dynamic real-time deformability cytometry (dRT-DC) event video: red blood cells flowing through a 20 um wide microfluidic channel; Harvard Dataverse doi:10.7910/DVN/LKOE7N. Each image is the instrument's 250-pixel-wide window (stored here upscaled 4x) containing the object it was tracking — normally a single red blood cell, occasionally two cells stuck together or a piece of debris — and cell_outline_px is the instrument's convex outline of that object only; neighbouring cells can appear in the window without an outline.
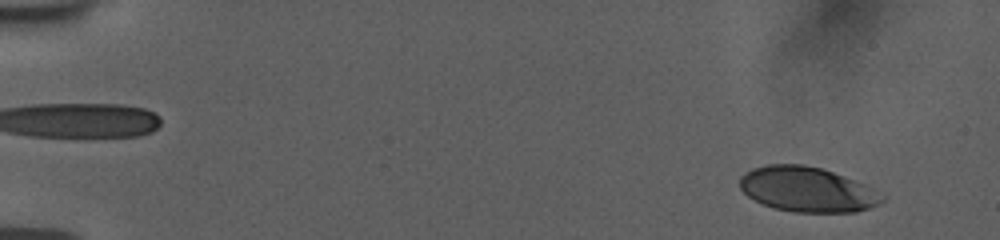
{"species": "human", "species_latin": "Homo sapiens", "temperature_condition": "room temperature", "stored_images_in_passage": 55, "camera_frame_rate_fps": 3000, "um_per_image_px": 0.085, "donor": {"sex": "female"}, "frame": {"image": 1, "passage_image": 4, "time_ms": 1.0, "image_size_px": [1000, 240], "cell_outline_px": [[884, 200], [880, 204], [856, 212], [796, 212], [776, 208], [764, 204], [748, 196], [740, 188], [740, 176], [744, 172], [752, 168], [768, 164], [804, 164], [820, 168], [844, 176], [872, 188], [884, 196]], "centroid_in_image_um": [68.6, 16.09], "position_along_channel_um": 16.4, "area_um2": 37.05}}
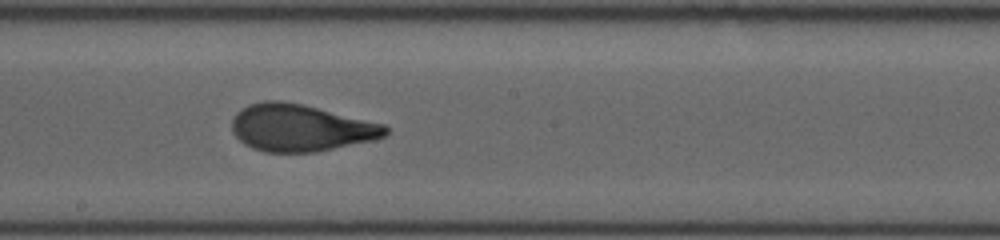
{"frame": {"image": 2, "passage_image": 32, "time_ms": 10.333, "image_size_px": [1000, 240], "cell_outline_px": [[388, 132], [384, 136], [376, 140], [316, 152], [264, 152], [252, 148], [244, 144], [232, 132], [232, 120], [236, 112], [248, 104], [264, 100], [280, 100], [304, 104], [384, 124], [388, 128]], "centroid_in_image_um": [25.54, 10.86], "position_along_channel_um": 222.7, "area_um2": 42.37}}
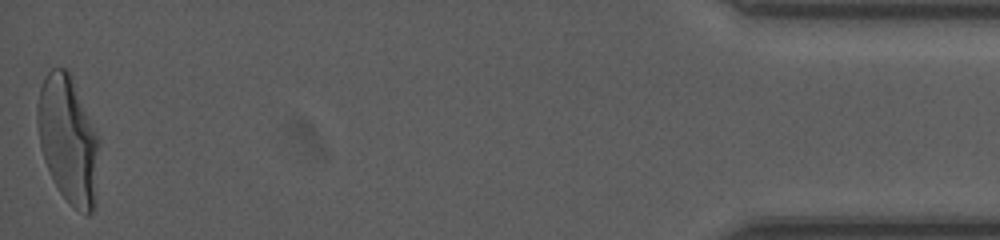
{"frame": {"image": 3, "passage_image": 55, "time_ms": 18.0, "image_size_px": [1000, 240], "cell_outline_px": [[100, 144], [92, 212], [88, 216], [76, 208], [60, 192], [44, 160], [40, 148], [36, 120], [36, 104], [40, 88], [44, 76], [52, 68], [64, 68], [68, 72], [100, 136]], "centroid_in_image_um": [5.77, 11.82], "position_along_channel_um": 429.4, "area_um2": 45.37}, "authors_computed_cell_mechanics": {"area_um2": 41.3848, "velocity_mm_per_s": 3.7584, "shape_relaxation_time_tau1_ms": 4.3748, "shape_relaxation_time_tau2_ms": 0.7838, "deformation_change_tau1": 0.1869, "deformation_change_tau2": 0.0719}}